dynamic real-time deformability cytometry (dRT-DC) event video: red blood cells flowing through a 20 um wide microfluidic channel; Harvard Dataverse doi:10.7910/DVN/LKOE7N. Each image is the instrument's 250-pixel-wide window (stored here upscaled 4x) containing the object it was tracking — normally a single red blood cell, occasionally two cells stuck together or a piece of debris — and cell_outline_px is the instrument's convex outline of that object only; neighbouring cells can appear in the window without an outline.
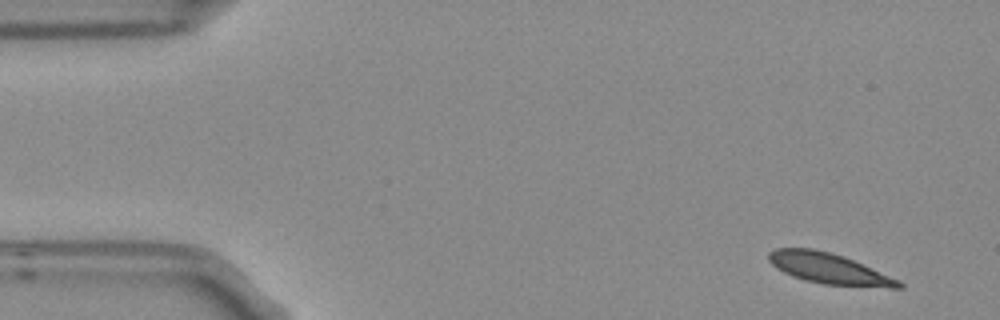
{"species": "Egyptian fruit bat (a non-hibernating species)", "species_latin": "Rousettus aegyptiacus", "temperature_condition": "room temperature", "stored_images_in_passage": 5, "segment_of_instrument_passage": [1, 2], "camera_frame_rate_fps": 3000, "um_per_image_px": 0.085, "frame": {"image": 1, "passage_image": 1, "time_ms": 0.0, "image_size_px": [1000, 320], "cell_outline_px": [[904, 288], [888, 288], [824, 284], [804, 280], [792, 276], [776, 268], [768, 260], [768, 252], [776, 248], [812, 248], [844, 256], [900, 280], [904, 284]], "centroid_in_image_um": [70.48, 22.83], "position_along_channel_um": 14.5, "area_um2": 23.29}}